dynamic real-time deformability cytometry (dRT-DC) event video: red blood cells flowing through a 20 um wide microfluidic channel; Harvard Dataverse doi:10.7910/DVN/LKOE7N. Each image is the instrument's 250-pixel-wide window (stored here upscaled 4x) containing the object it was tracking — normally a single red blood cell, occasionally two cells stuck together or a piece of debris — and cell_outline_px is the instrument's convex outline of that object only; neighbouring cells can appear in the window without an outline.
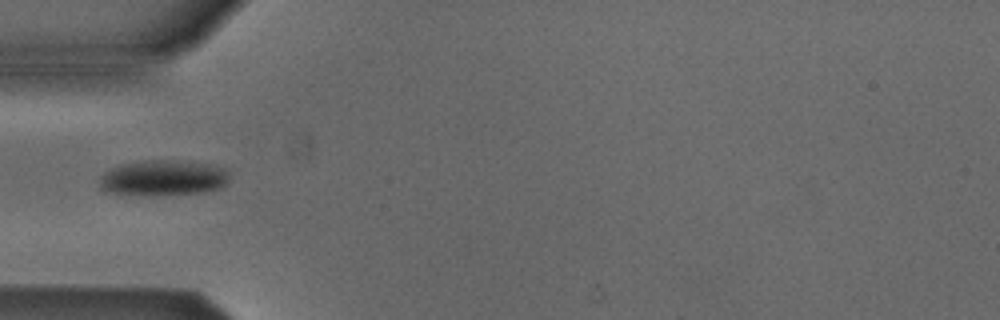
{"species": "Egyptian fruit bat (a non-hibernating species)", "species_latin": "Rousettus aegyptiacus", "temperature_condition": "cold", "stored_images_in_passage": 5, "camera_frame_rate_fps": 3000, "um_per_image_px": 0.085, "animal": {"sex": "male"}, "frame": {"image": 1, "passage_image": 5, "time_ms": 4.667, "image_size_px": [1000, 320], "cell_outline_px": [[228, 180], [220, 188], [200, 192], [152, 196], [104, 192], [100, 184], [100, 176], [104, 172], [120, 164], [144, 160], [192, 160], [224, 168], [228, 172]], "centroid_in_image_um": [13.85, 15.11], "position_along_channel_um": 71.1, "area_um2": 27.22}}